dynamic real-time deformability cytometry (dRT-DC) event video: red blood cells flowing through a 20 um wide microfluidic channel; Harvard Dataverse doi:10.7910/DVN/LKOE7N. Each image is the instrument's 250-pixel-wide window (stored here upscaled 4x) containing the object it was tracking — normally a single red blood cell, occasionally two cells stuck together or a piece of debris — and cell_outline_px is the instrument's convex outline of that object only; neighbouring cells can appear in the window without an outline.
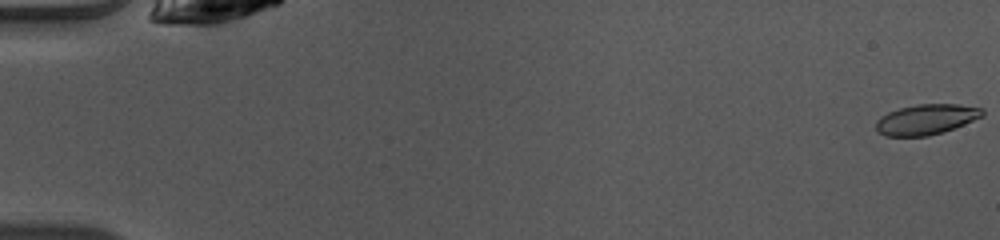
{"species": "common noctule bat (a hibernating species)", "species_latin": "Nyctalus noctula", "temperature_condition": "warm", "stored_images_in_passage": 50, "camera_frame_rate_fps": 3000, "um_per_image_px": 0.085, "animal": {"sex": "female", "body_mass_g": 10.0, "forearm_length_mm": 53.1}, "frame": {"image": 1, "passage_image": 1, "time_ms": 0.0, "image_size_px": [1000, 240], "cell_outline_px": [[984, 116], [944, 132], [928, 136], [888, 136], [880, 132], [876, 128], [876, 120], [880, 116], [888, 112], [900, 108], [920, 104], [956, 104], [984, 108]], "centroid_in_image_um": [78.75, 10.15], "position_along_channel_um": 6.2, "area_um2": 18.79}}
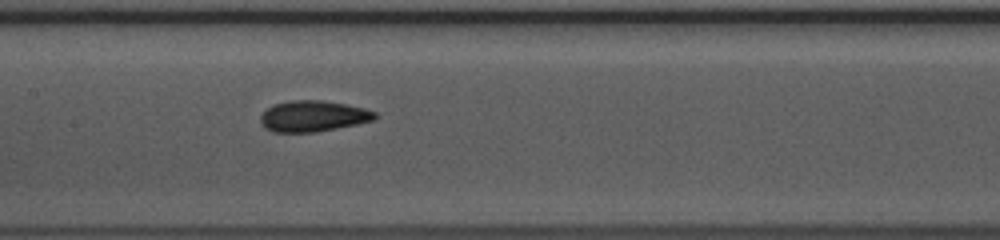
{"frame": {"image": 2, "passage_image": 25, "time_ms": 8.0, "image_size_px": [1000, 240], "cell_outline_px": [[376, 116], [372, 120], [356, 124], [316, 132], [272, 132], [264, 128], [260, 124], [260, 116], [272, 104], [292, 100], [320, 100], [344, 104], [364, 108], [376, 112]], "centroid_in_image_um": [26.55, 9.87], "position_along_channel_um": 180.8, "area_um2": 20.58}}
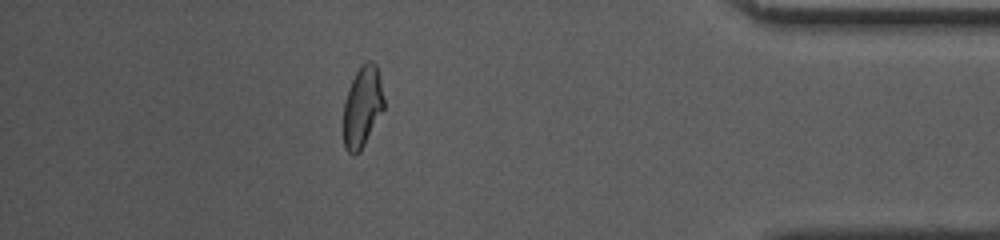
{"frame": {"image": 3, "passage_image": 44, "time_ms": 14.333, "image_size_px": [1000, 240], "cell_outline_px": [[384, 108], [360, 152], [356, 156], [352, 156], [344, 148], [344, 104], [348, 88], [360, 64], [364, 60], [372, 60], [376, 64], [380, 80], [384, 100]], "centroid_in_image_um": [30.79, 9.07], "position_along_channel_um": 404.4, "area_um2": 19.19}, "authors_computed_cell_mechanics": {"area_um2": 19.7965, "velocity_mm_per_s": 4.0915, "shape_relaxation_time_tau1_ms": 2.1141, "shape_relaxation_time_tau2_ms": 1.5331, "deformation_change_tau1": 0.1262, "deformation_change_tau2": 0.0815}}